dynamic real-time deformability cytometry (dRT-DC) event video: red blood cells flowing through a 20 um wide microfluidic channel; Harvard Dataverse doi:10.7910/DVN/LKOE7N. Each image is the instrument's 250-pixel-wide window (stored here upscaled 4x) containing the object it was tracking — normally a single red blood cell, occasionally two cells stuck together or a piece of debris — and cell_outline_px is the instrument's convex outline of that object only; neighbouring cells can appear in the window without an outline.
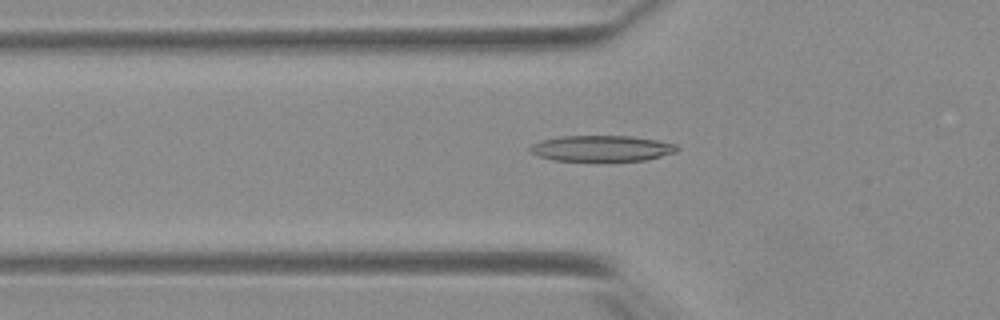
{"species": "Egyptian fruit bat (a non-hibernating species)", "species_latin": "Rousettus aegyptiacus", "temperature_condition": "warm", "stored_images_in_passage": 39, "camera_frame_rate_fps": 3000, "um_per_image_px": 0.085, "animal": {"sex": "female"}, "frame": {"image": 1, "passage_image": 18, "time_ms": 5.667, "image_size_px": [1000, 320], "cell_outline_px": [[680, 148], [676, 152], [644, 160], [552, 160], [540, 156], [532, 152], [528, 148], [532, 144], [540, 140], [560, 136], [632, 136], [656, 140], [676, 144]], "centroid_in_image_um": [51.14, 12.6], "position_along_channel_um": 74.7, "area_um2": 21.91}}
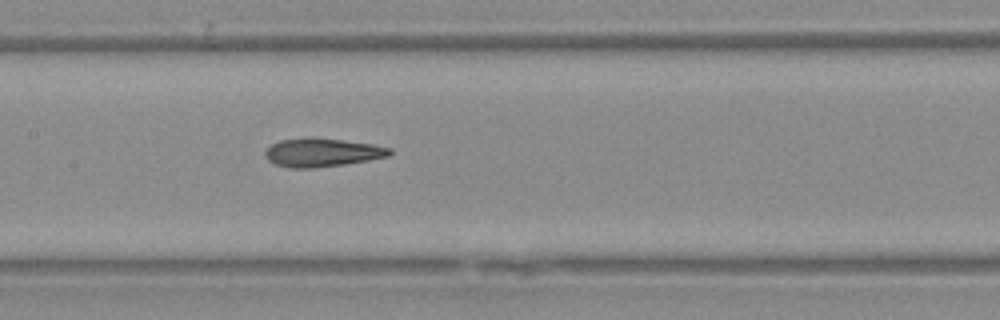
{"frame": {"image": 2, "passage_image": 26, "time_ms": 8.333, "image_size_px": [1000, 320], "cell_outline_px": [[392, 152], [388, 156], [368, 160], [344, 164], [312, 168], [292, 168], [276, 164], [268, 160], [264, 156], [264, 152], [272, 144], [280, 140], [312, 136], [372, 144], [392, 148]], "centroid_in_image_um": [27.36, 12.95], "position_along_channel_um": 180.0, "area_um2": 20.69}}
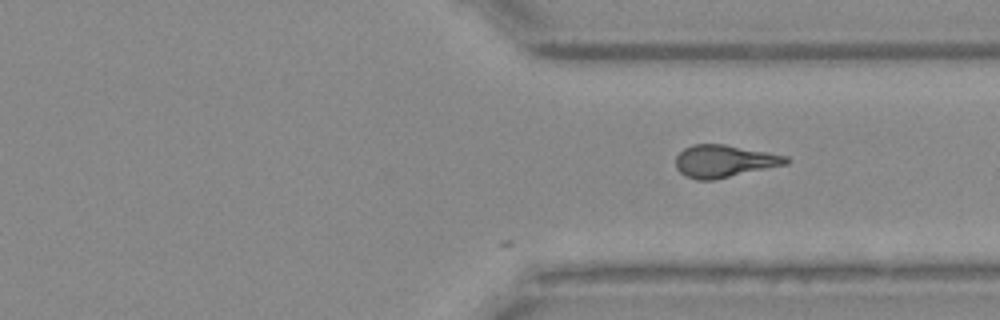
{"frame": {"image": 3, "passage_image": 39, "time_ms": 12.667, "image_size_px": [1000, 320], "cell_outline_px": [[788, 164], [712, 180], [696, 180], [680, 172], [676, 168], [676, 156], [684, 148], [692, 144], [724, 144], [768, 152], [788, 156]], "centroid_in_image_um": [61.55, 13.69], "position_along_channel_um": 349.8, "area_um2": 20.69}}